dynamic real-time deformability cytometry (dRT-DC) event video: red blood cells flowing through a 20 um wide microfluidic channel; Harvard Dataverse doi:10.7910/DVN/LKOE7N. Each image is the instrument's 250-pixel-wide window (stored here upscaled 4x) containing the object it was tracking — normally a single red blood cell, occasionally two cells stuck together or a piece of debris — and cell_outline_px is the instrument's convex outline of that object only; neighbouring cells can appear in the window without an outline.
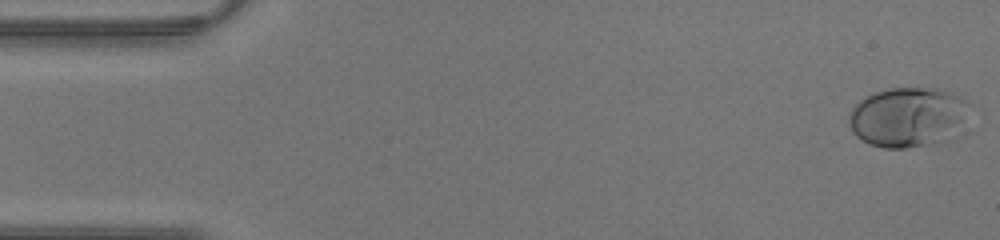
{"species": "human", "species_latin": "Homo sapiens", "temperature_condition": "warm", "stored_images_in_passage": 10, "camera_frame_rate_fps": 3000, "um_per_image_px": 0.085, "donor": {"sex": "male"}, "frame": {"image": 1, "passage_image": 1, "time_ms": 0.0, "image_size_px": [1000, 240], "cell_outline_px": [[976, 108], [956, 140], [904, 148], [884, 148], [872, 144], [856, 136], [852, 132], [848, 120], [848, 116], [852, 108], [860, 100], [876, 92], [888, 88], [936, 88], [960, 96], [968, 100]], "centroid_in_image_um": [77.34, 9.97], "position_along_channel_um": 7.7, "area_um2": 43.47}}
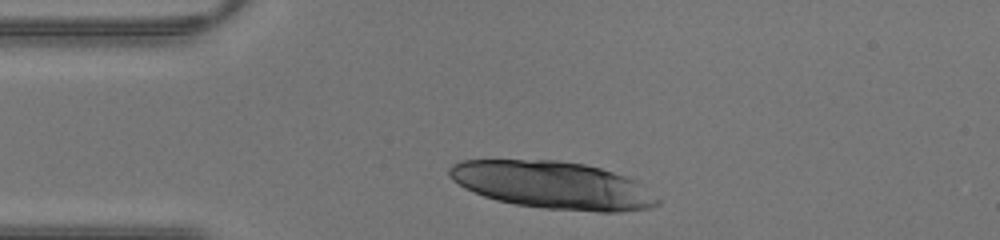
{"frame": {"image": 2, "passage_image": 7, "time_ms": 2.0, "image_size_px": [1000, 240], "cell_outline_px": [[660, 204], [652, 208], [620, 212], [600, 212], [544, 208], [516, 204], [496, 200], [484, 196], [464, 188], [452, 180], [448, 176], [448, 168], [452, 164], [460, 160], [560, 160], [584, 164], [600, 168], [636, 180], [660, 200]], "centroid_in_image_um": [46.98, 15.74], "position_along_channel_um": 38.0, "area_um2": 57.68}}